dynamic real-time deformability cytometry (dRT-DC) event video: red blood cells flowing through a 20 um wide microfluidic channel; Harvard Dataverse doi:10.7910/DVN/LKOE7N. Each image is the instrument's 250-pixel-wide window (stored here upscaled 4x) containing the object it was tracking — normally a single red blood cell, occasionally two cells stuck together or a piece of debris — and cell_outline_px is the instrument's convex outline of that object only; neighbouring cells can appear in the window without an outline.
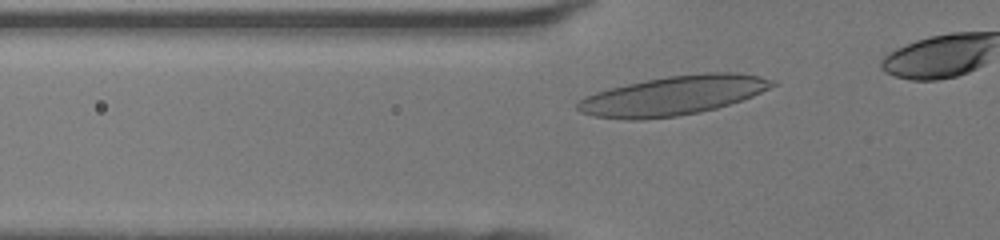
{"species": "human", "species_latin": "Homo sapiens", "temperature_condition": "room temperature", "stored_images_in_passage": 9, "camera_frame_rate_fps": 3000, "um_per_image_px": 0.085, "donor": {"sex": "female"}, "frame": {"image": 1, "passage_image": 3, "time_ms": 0.667, "image_size_px": [1000, 240], "cell_outline_px": [[780, 84], [752, 96], [716, 108], [700, 112], [676, 116], [640, 120], [628, 120], [592, 116], [580, 112], [576, 108], [576, 104], [584, 96], [608, 88], [668, 76], [708, 72], [736, 72], [760, 76], [776, 80]], "centroid_in_image_um": [57.23, 8.12], "position_along_channel_um": 68.6, "area_um2": 44.62}}
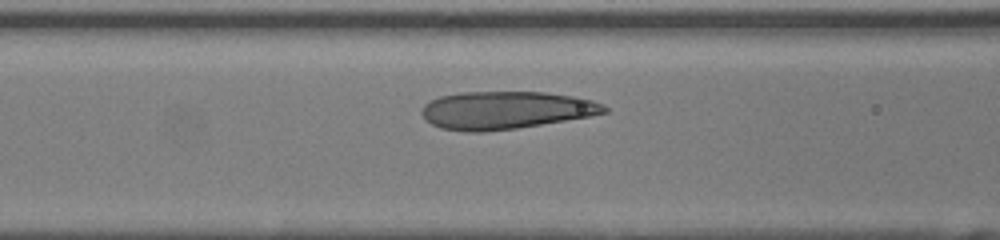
{"frame": {"image": 2, "passage_image": 7, "time_ms": 2.0, "image_size_px": [1000, 240], "cell_outline_px": [[608, 112], [588, 116], [516, 128], [484, 132], [468, 132], [440, 128], [424, 120], [420, 112], [424, 104], [440, 96], [460, 92], [544, 92], [572, 96], [592, 100], [604, 104], [608, 108]], "centroid_in_image_um": [42.94, 9.36], "position_along_channel_um": 123.7, "area_um2": 40.06}}